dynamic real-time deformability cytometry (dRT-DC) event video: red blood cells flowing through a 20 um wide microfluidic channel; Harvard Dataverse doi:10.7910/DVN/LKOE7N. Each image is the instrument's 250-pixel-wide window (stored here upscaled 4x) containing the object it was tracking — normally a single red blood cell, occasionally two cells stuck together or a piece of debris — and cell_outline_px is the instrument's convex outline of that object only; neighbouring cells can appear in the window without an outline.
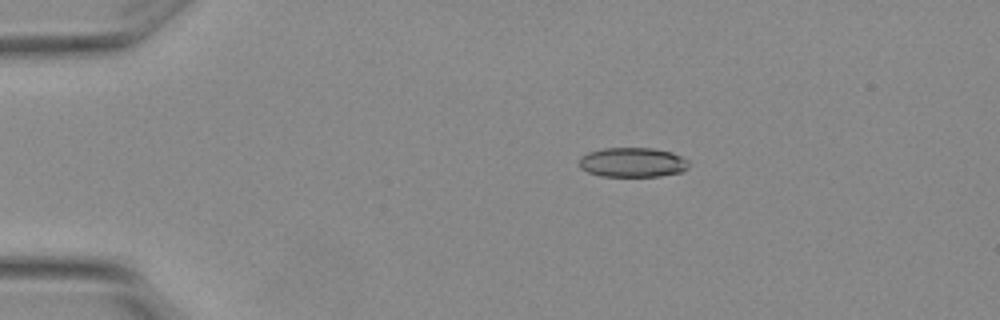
{"species": "Egyptian fruit bat (a non-hibernating species)", "species_latin": "Rousettus aegyptiacus", "temperature_condition": "warm", "stored_images_in_passage": 6, "camera_frame_rate_fps": 3000, "um_per_image_px": 0.085, "animal": {"sex": "female"}, "frame": {"image": 1, "passage_image": 3, "time_ms": 0.667, "image_size_px": [1000, 320], "cell_outline_px": [[688, 168], [684, 172], [660, 176], [600, 176], [588, 172], [580, 168], [580, 156], [588, 152], [604, 148], [652, 148], [672, 152], [688, 160]], "centroid_in_image_um": [53.78, 13.8], "position_along_channel_um": 31.2, "area_um2": 19.02}}
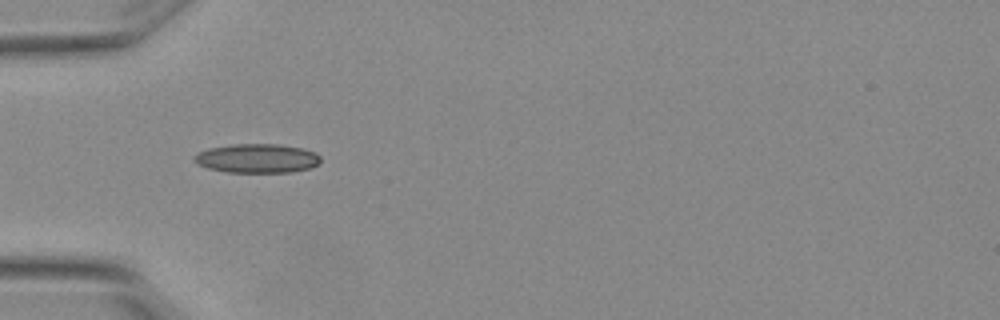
{"frame": {"image": 2, "passage_image": 5, "time_ms": 1.333, "image_size_px": [1000, 320], "cell_outline_px": [[320, 160], [316, 164], [308, 168], [292, 172], [228, 172], [208, 168], [196, 164], [192, 160], [192, 156], [208, 148], [232, 144], [276, 144], [304, 148], [316, 152], [320, 156]], "centroid_in_image_um": [21.82, 13.45], "position_along_channel_um": 63.2, "area_um2": 21.44}}
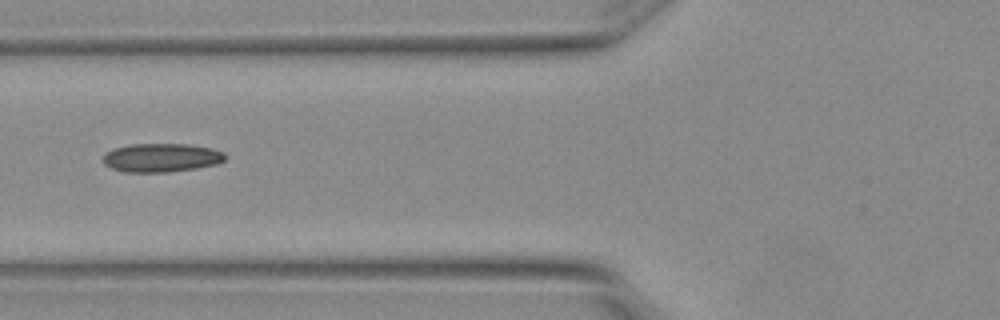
{"frame": {"image": 3, "passage_image": 6, "time_ms": 1.667, "image_size_px": [1000, 320], "cell_outline_px": [[224, 160], [216, 164], [196, 168], [168, 172], [128, 172], [112, 168], [104, 164], [104, 152], [112, 148], [132, 144], [188, 144], [212, 148], [224, 152]], "centroid_in_image_um": [13.7, 13.39], "position_along_channel_um": 112.1, "area_um2": 20.35}}